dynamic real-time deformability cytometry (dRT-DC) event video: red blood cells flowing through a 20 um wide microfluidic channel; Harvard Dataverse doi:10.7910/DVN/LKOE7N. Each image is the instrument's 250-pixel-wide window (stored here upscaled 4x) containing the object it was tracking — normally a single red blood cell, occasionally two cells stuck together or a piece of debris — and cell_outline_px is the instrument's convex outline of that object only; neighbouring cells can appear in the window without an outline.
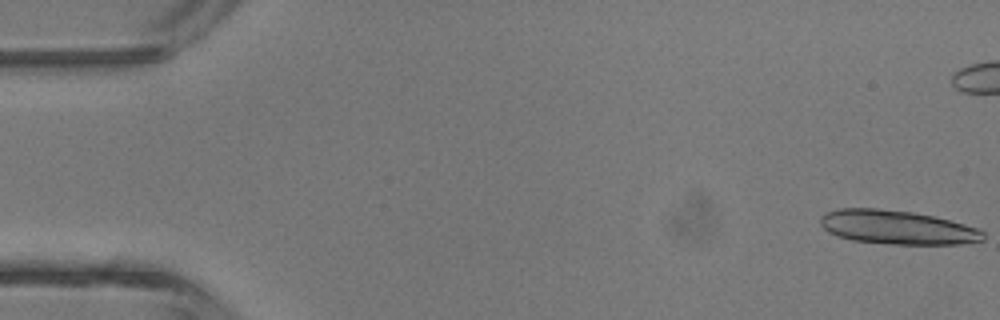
{"species": "common noctule bat (a hibernating species)", "species_latin": "Nyctalus noctula", "temperature_condition": "room temperature", "stored_images_in_passage": 7, "camera_frame_rate_fps": 3000, "um_per_image_px": 0.085, "animal": {"sex": "male", "body_mass_g": 13.3}, "frame": {"image": 1, "passage_image": 1, "time_ms": 0.0, "image_size_px": [1000, 320], "cell_outline_px": [[984, 240], [960, 244], [888, 244], [852, 240], [836, 236], [828, 232], [820, 224], [820, 216], [824, 212], [840, 208], [876, 208], [912, 212], [932, 216], [964, 224], [976, 228], [984, 232]], "centroid_in_image_um": [76.2, 19.32], "position_along_channel_um": 8.8, "area_um2": 32.19}}
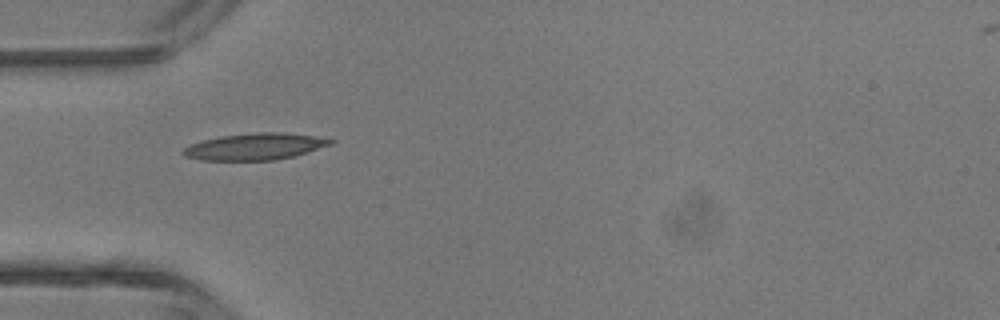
{"frame": {"image": 2, "passage_image": 6, "time_ms": 5.667, "image_size_px": [1000, 320], "cell_outline_px": [[336, 140], [332, 144], [292, 156], [272, 160], [200, 160], [184, 156], [180, 152], [184, 148], [200, 140], [220, 136], [256, 132], [284, 132], [312, 136]], "centroid_in_image_um": [21.61, 12.45], "position_along_channel_um": 63.4, "area_um2": 22.72}}
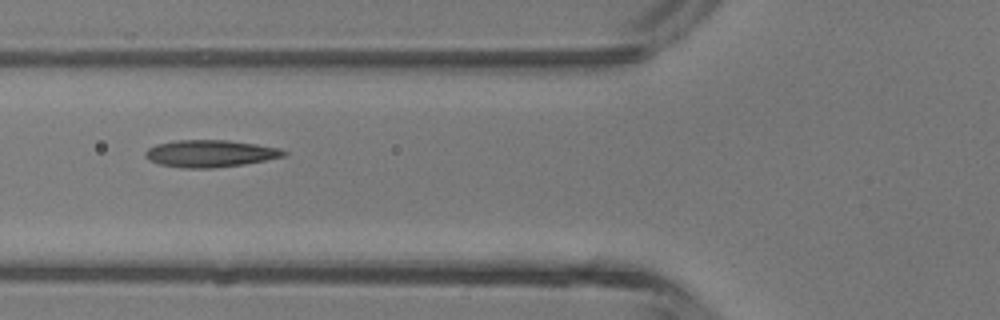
{"frame": {"image": 3, "passage_image": 7, "time_ms": 6.667, "image_size_px": [1000, 320], "cell_outline_px": [[288, 156], [244, 164], [212, 168], [184, 168], [160, 164], [148, 160], [144, 156], [144, 152], [148, 148], [156, 144], [176, 140], [228, 140], [256, 144], [280, 148], [288, 152]], "centroid_in_image_um": [17.88, 13.05], "position_along_channel_um": 107.9, "area_um2": 22.02}}